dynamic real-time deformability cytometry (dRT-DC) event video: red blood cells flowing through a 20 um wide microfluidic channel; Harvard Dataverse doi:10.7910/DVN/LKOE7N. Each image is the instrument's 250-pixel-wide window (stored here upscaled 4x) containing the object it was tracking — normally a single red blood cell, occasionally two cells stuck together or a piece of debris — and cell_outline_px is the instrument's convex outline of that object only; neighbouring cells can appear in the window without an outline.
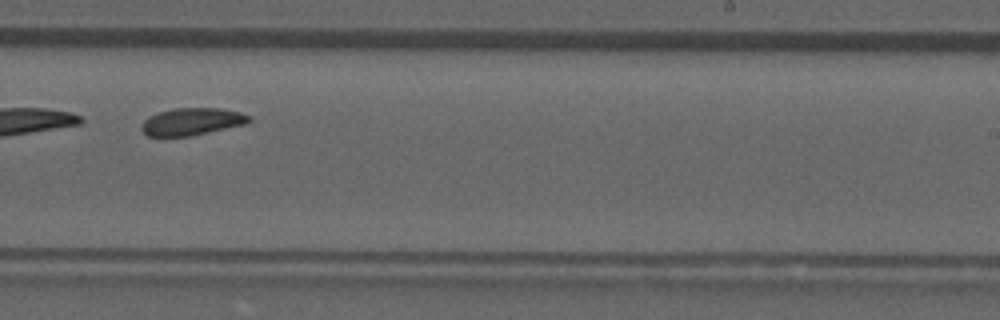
{"species": "common noctule bat (a hibernating species)", "species_latin": "Nyctalus noctula", "temperature_condition": "room temperature", "stored_images_in_passage": 34, "camera_frame_rate_fps": 3000, "um_per_image_px": 0.085, "animal": {"sex": "male", "forearm_length_mm": 52.5}, "frame": {"image": 1, "passage_image": 20, "time_ms": 6.333, "image_size_px": [1000, 320], "cell_outline_px": [[252, 120], [248, 124], [188, 136], [148, 136], [140, 128], [140, 124], [148, 116], [172, 108], [220, 108], [240, 112], [252, 116]], "centroid_in_image_um": [16.34, 10.33], "position_along_channel_um": 272.7, "area_um2": 17.22}}